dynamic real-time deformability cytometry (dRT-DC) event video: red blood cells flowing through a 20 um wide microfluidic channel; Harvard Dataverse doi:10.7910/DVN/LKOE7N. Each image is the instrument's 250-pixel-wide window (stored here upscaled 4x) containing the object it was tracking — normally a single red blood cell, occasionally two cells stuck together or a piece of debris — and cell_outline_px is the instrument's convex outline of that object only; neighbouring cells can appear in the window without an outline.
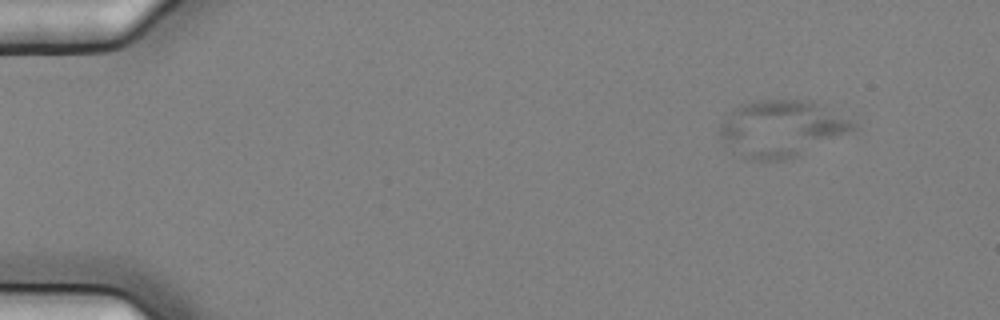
{"species": "common noctule bat (a hibernating species)", "species_latin": "Nyctalus noctula", "temperature_condition": "cold", "stored_images_in_passage": 10, "camera_frame_rate_fps": 3000, "um_per_image_px": 0.085, "animal": {"sex": "female", "body_mass_g": 25.1}, "frame": {"image": 1, "passage_image": 1, "time_ms": 0.0, "image_size_px": [1000, 320], "cell_outline_px": [[860, 128], [852, 132], [796, 156], [784, 160], [744, 160], [732, 152], [720, 136], [720, 124], [732, 108], [740, 104], [756, 100], [812, 100], [820, 104], [856, 124]], "centroid_in_image_um": [66.39, 10.93], "position_along_channel_um": 18.6, "area_um2": 44.1}}
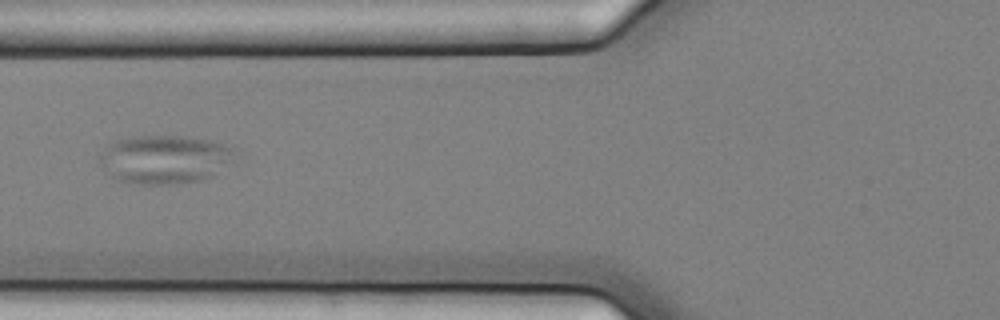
{"frame": {"image": 2, "passage_image": 6, "time_ms": 1.667, "image_size_px": [1000, 320], "cell_outline_px": [[240, 148], [236, 164], [204, 180], [180, 184], [140, 184], [116, 180], [100, 164], [100, 156], [116, 140], [132, 136], [184, 136], [208, 140]], "centroid_in_image_um": [14.18, 13.55], "position_along_channel_um": 111.6, "area_um2": 39.07}}
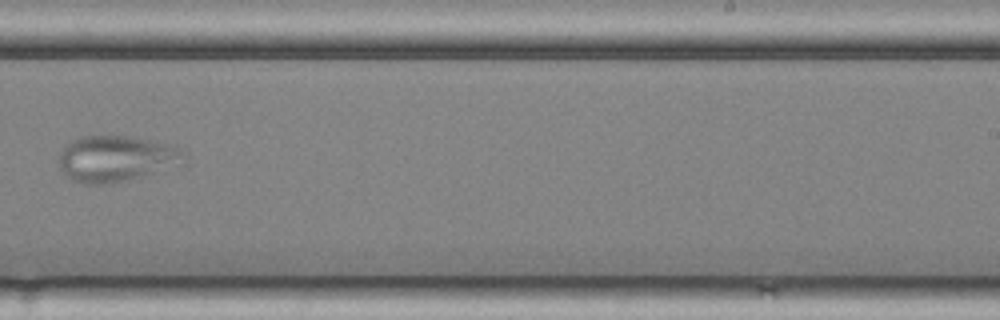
{"frame": {"image": 3, "passage_image": 10, "time_ms": 3.0, "image_size_px": [1000, 320], "cell_outline_px": [[188, 160], [184, 164], [108, 184], [84, 184], [72, 180], [64, 176], [60, 164], [60, 152], [72, 140], [80, 136], [128, 136], [176, 144], [184, 148], [188, 152]], "centroid_in_image_um": [9.97, 13.46], "position_along_channel_um": 279.0, "area_um2": 33.99}}